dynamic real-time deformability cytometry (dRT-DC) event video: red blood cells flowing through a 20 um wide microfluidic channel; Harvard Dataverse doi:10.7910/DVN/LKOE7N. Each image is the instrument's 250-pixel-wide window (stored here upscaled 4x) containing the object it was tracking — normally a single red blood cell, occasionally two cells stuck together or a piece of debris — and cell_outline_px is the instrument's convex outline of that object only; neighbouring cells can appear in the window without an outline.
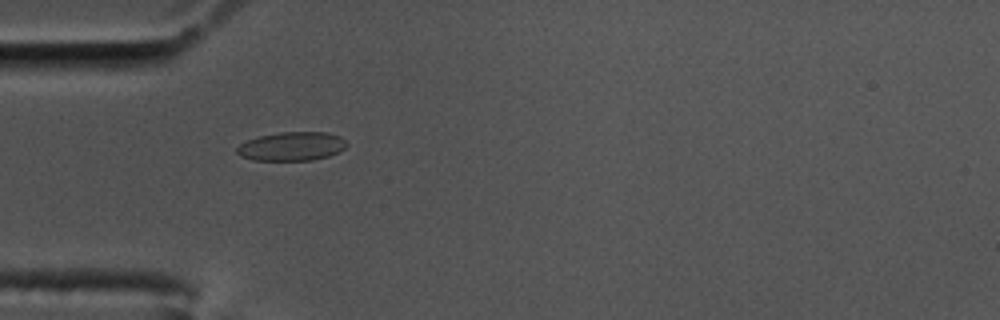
{"species": "common noctule bat (a hibernating species)", "species_latin": "Nyctalus noctula", "temperature_condition": "cold", "stored_images_in_passage": 6, "camera_frame_rate_fps": 3000, "um_per_image_px": 0.085, "animal": {"sex": "male", "body_mass_g": 17.5, "forearm_length_mm": 52.3}, "frame": {"image": 1, "passage_image": 1, "time_ms": 0.0, "image_size_px": [1000, 320], "cell_outline_px": [[348, 144], [344, 148], [328, 156], [312, 160], [252, 160], [240, 156], [236, 152], [236, 148], [240, 144], [248, 140], [260, 136], [280, 132], [328, 132], [340, 136]], "centroid_in_image_um": [24.78, 12.43], "position_along_channel_um": 60.2, "area_um2": 18.32}}
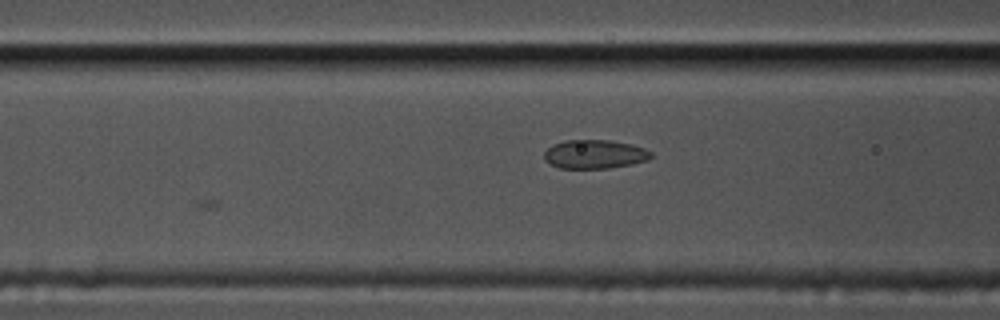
{"frame": {"image": 2, "passage_image": 6, "time_ms": 1.667, "image_size_px": [1000, 320], "cell_outline_px": [[652, 156], [648, 160], [632, 164], [608, 168], [560, 168], [548, 164], [544, 160], [544, 152], [552, 144], [564, 140], [608, 140], [632, 144], [644, 148], [652, 152]], "centroid_in_image_um": [50.52, 13.11], "position_along_channel_um": 116.1, "area_um2": 18.09}}